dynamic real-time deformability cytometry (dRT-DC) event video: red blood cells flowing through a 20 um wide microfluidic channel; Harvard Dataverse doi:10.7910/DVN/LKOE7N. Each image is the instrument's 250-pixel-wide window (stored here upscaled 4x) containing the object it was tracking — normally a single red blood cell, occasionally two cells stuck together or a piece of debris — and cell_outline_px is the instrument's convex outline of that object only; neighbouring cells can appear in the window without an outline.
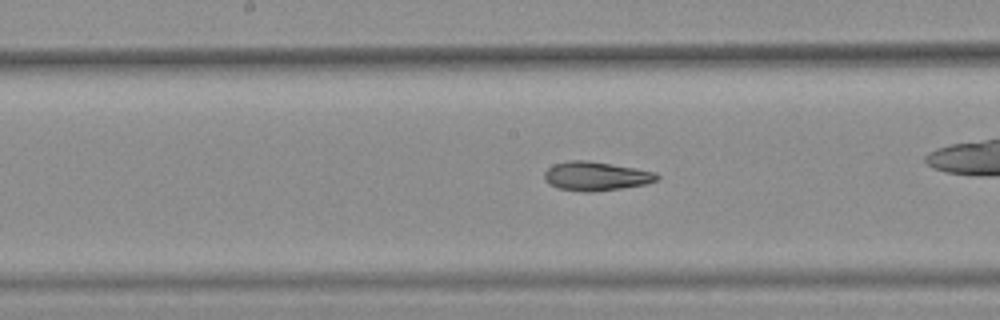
{"species": "common noctule bat (a hibernating species)", "species_latin": "Nyctalus noctula", "temperature_condition": "warm", "stored_images_in_passage": 48, "camera_frame_rate_fps": 3000, "um_per_image_px": 0.085, "animal": {"sex": "female", "body_mass_g": 25.1}, "frame": {"image": 1, "passage_image": 28, "time_ms": 9.0, "image_size_px": [1000, 320], "cell_outline_px": [[660, 176], [656, 180], [648, 184], [592, 192], [584, 192], [560, 188], [548, 184], [544, 180], [544, 172], [552, 164], [568, 160], [588, 160], [612, 164], [656, 172]], "centroid_in_image_um": [50.63, 14.96], "position_along_channel_um": 197.6, "area_um2": 19.07}}
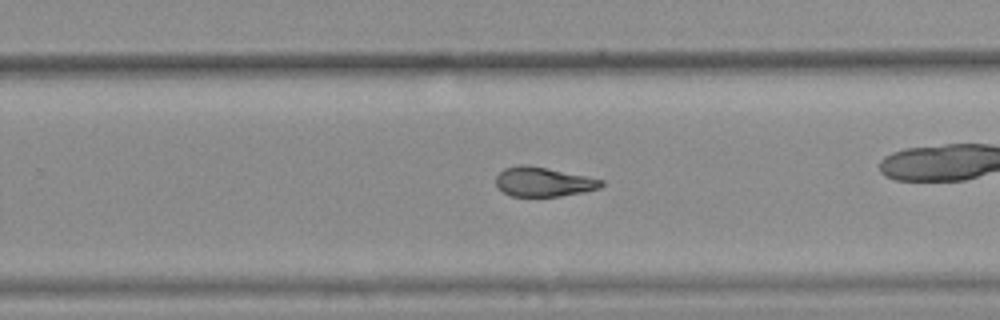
{"frame": {"image": 2, "passage_image": 35, "time_ms": 11.333, "image_size_px": [1000, 320], "cell_outline_px": [[604, 184], [600, 188], [584, 192], [560, 196], [512, 196], [504, 192], [496, 184], [496, 176], [504, 168], [520, 164], [528, 164], [604, 180]], "centroid_in_image_um": [46.19, 15.45], "position_along_channel_um": 283.6, "area_um2": 17.98}}
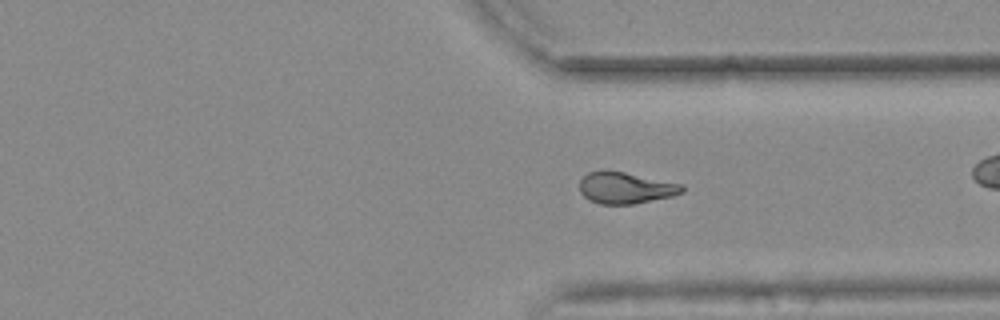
{"frame": {"image": 3, "passage_image": 41, "time_ms": 13.333, "image_size_px": [1000, 320], "cell_outline_px": [[684, 192], [672, 196], [632, 204], [600, 204], [588, 200], [580, 192], [580, 180], [588, 172], [604, 168], [608, 168], [684, 184]], "centroid_in_image_um": [53.16, 15.93], "position_along_channel_um": 358.2, "area_um2": 19.31}, "authors_computed_cell_mechanics": {"area_um2": 19.363, "velocity_mm_per_s": 3.6955, "shape_relaxation_time_tau1_ms": null, "shape_relaxation_time_tau2_ms": 4.1347, "deformation_change_tau1": null, "deformation_change_tau2": 0.1167}}